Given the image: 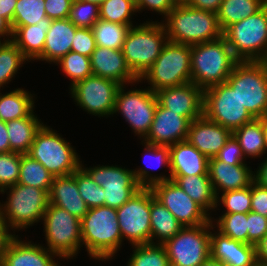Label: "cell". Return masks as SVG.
Instances as JSON below:
<instances>
[{"label": "cell", "mask_w": 267, "mask_h": 266, "mask_svg": "<svg viewBox=\"0 0 267 266\" xmlns=\"http://www.w3.org/2000/svg\"><path fill=\"white\" fill-rule=\"evenodd\" d=\"M121 85L103 77L91 75L69 88L71 98L85 112L110 117L115 109L116 94Z\"/></svg>", "instance_id": "5bb4252c"}, {"label": "cell", "mask_w": 267, "mask_h": 266, "mask_svg": "<svg viewBox=\"0 0 267 266\" xmlns=\"http://www.w3.org/2000/svg\"><path fill=\"white\" fill-rule=\"evenodd\" d=\"M44 17L45 0H17L11 26L35 25Z\"/></svg>", "instance_id": "7bdbcfd3"}, {"label": "cell", "mask_w": 267, "mask_h": 266, "mask_svg": "<svg viewBox=\"0 0 267 266\" xmlns=\"http://www.w3.org/2000/svg\"><path fill=\"white\" fill-rule=\"evenodd\" d=\"M262 62L267 66V54H266L265 58L262 60Z\"/></svg>", "instance_id": "003e7915"}, {"label": "cell", "mask_w": 267, "mask_h": 266, "mask_svg": "<svg viewBox=\"0 0 267 266\" xmlns=\"http://www.w3.org/2000/svg\"><path fill=\"white\" fill-rule=\"evenodd\" d=\"M46 248L61 259H73L82 245L81 222L68 211L50 204L41 221Z\"/></svg>", "instance_id": "30bf717a"}, {"label": "cell", "mask_w": 267, "mask_h": 266, "mask_svg": "<svg viewBox=\"0 0 267 266\" xmlns=\"http://www.w3.org/2000/svg\"><path fill=\"white\" fill-rule=\"evenodd\" d=\"M151 243L164 244L174 237L184 226L158 201L150 188ZM156 242H155V241Z\"/></svg>", "instance_id": "f546056e"}, {"label": "cell", "mask_w": 267, "mask_h": 266, "mask_svg": "<svg viewBox=\"0 0 267 266\" xmlns=\"http://www.w3.org/2000/svg\"><path fill=\"white\" fill-rule=\"evenodd\" d=\"M261 121L262 124V131L264 136V142H265V149L267 153V115L261 118H258Z\"/></svg>", "instance_id": "be15d7a7"}, {"label": "cell", "mask_w": 267, "mask_h": 266, "mask_svg": "<svg viewBox=\"0 0 267 266\" xmlns=\"http://www.w3.org/2000/svg\"><path fill=\"white\" fill-rule=\"evenodd\" d=\"M99 19V6L97 4L73 0L69 20L76 27L91 29Z\"/></svg>", "instance_id": "bcb514c9"}, {"label": "cell", "mask_w": 267, "mask_h": 266, "mask_svg": "<svg viewBox=\"0 0 267 266\" xmlns=\"http://www.w3.org/2000/svg\"><path fill=\"white\" fill-rule=\"evenodd\" d=\"M82 245L88 255L99 261H110L122 247L117 212L115 208H91L80 220Z\"/></svg>", "instance_id": "7a4b0ae2"}, {"label": "cell", "mask_w": 267, "mask_h": 266, "mask_svg": "<svg viewBox=\"0 0 267 266\" xmlns=\"http://www.w3.org/2000/svg\"><path fill=\"white\" fill-rule=\"evenodd\" d=\"M49 197L50 204L68 211L80 220L89 210L86 202L79 194L76 171L73 174L53 177Z\"/></svg>", "instance_id": "484cf974"}, {"label": "cell", "mask_w": 267, "mask_h": 266, "mask_svg": "<svg viewBox=\"0 0 267 266\" xmlns=\"http://www.w3.org/2000/svg\"><path fill=\"white\" fill-rule=\"evenodd\" d=\"M52 181L53 176L40 162L27 154H21L18 184L50 191Z\"/></svg>", "instance_id": "8d00e7d4"}, {"label": "cell", "mask_w": 267, "mask_h": 266, "mask_svg": "<svg viewBox=\"0 0 267 266\" xmlns=\"http://www.w3.org/2000/svg\"><path fill=\"white\" fill-rule=\"evenodd\" d=\"M52 20L44 17L35 25L12 26V41L21 50L23 56L30 62H35L42 56L46 33Z\"/></svg>", "instance_id": "83f0119b"}, {"label": "cell", "mask_w": 267, "mask_h": 266, "mask_svg": "<svg viewBox=\"0 0 267 266\" xmlns=\"http://www.w3.org/2000/svg\"><path fill=\"white\" fill-rule=\"evenodd\" d=\"M203 114L232 132L255 119L227 82L204 90Z\"/></svg>", "instance_id": "7c38bea8"}, {"label": "cell", "mask_w": 267, "mask_h": 266, "mask_svg": "<svg viewBox=\"0 0 267 266\" xmlns=\"http://www.w3.org/2000/svg\"><path fill=\"white\" fill-rule=\"evenodd\" d=\"M267 0H223L217 12L221 31L259 11Z\"/></svg>", "instance_id": "836d02e7"}, {"label": "cell", "mask_w": 267, "mask_h": 266, "mask_svg": "<svg viewBox=\"0 0 267 266\" xmlns=\"http://www.w3.org/2000/svg\"><path fill=\"white\" fill-rule=\"evenodd\" d=\"M190 123L187 117L176 114L157 103L154 120L142 141L158 146H171L186 141Z\"/></svg>", "instance_id": "d6986e66"}, {"label": "cell", "mask_w": 267, "mask_h": 266, "mask_svg": "<svg viewBox=\"0 0 267 266\" xmlns=\"http://www.w3.org/2000/svg\"><path fill=\"white\" fill-rule=\"evenodd\" d=\"M171 176L208 175L209 159L187 141L169 146Z\"/></svg>", "instance_id": "d4e9b609"}, {"label": "cell", "mask_w": 267, "mask_h": 266, "mask_svg": "<svg viewBox=\"0 0 267 266\" xmlns=\"http://www.w3.org/2000/svg\"><path fill=\"white\" fill-rule=\"evenodd\" d=\"M6 124L10 151L27 154L37 131L44 122L37 117L33 110L27 117L8 121Z\"/></svg>", "instance_id": "1f68e13d"}, {"label": "cell", "mask_w": 267, "mask_h": 266, "mask_svg": "<svg viewBox=\"0 0 267 266\" xmlns=\"http://www.w3.org/2000/svg\"><path fill=\"white\" fill-rule=\"evenodd\" d=\"M125 87L121 85L118 89L113 114L121 113L135 135L143 140L154 120L158 103L155 92L147 87L137 89L136 86V89L127 91Z\"/></svg>", "instance_id": "4fadbf2b"}, {"label": "cell", "mask_w": 267, "mask_h": 266, "mask_svg": "<svg viewBox=\"0 0 267 266\" xmlns=\"http://www.w3.org/2000/svg\"><path fill=\"white\" fill-rule=\"evenodd\" d=\"M76 28L69 18L52 20L46 33L42 56L38 60L54 64L71 51Z\"/></svg>", "instance_id": "4316f807"}, {"label": "cell", "mask_w": 267, "mask_h": 266, "mask_svg": "<svg viewBox=\"0 0 267 266\" xmlns=\"http://www.w3.org/2000/svg\"><path fill=\"white\" fill-rule=\"evenodd\" d=\"M80 1L91 2V3H95L98 6H100V5H102L107 0H80Z\"/></svg>", "instance_id": "03108f58"}, {"label": "cell", "mask_w": 267, "mask_h": 266, "mask_svg": "<svg viewBox=\"0 0 267 266\" xmlns=\"http://www.w3.org/2000/svg\"><path fill=\"white\" fill-rule=\"evenodd\" d=\"M226 82L254 118L267 115V66L262 61H239Z\"/></svg>", "instance_id": "9c48e42d"}, {"label": "cell", "mask_w": 267, "mask_h": 266, "mask_svg": "<svg viewBox=\"0 0 267 266\" xmlns=\"http://www.w3.org/2000/svg\"><path fill=\"white\" fill-rule=\"evenodd\" d=\"M57 257L61 259L42 244L22 241L16 235L10 242L0 266H61L55 261Z\"/></svg>", "instance_id": "603a6c76"}, {"label": "cell", "mask_w": 267, "mask_h": 266, "mask_svg": "<svg viewBox=\"0 0 267 266\" xmlns=\"http://www.w3.org/2000/svg\"><path fill=\"white\" fill-rule=\"evenodd\" d=\"M116 212L122 240L131 245L151 243L150 188L142 187Z\"/></svg>", "instance_id": "9a60e30c"}, {"label": "cell", "mask_w": 267, "mask_h": 266, "mask_svg": "<svg viewBox=\"0 0 267 266\" xmlns=\"http://www.w3.org/2000/svg\"><path fill=\"white\" fill-rule=\"evenodd\" d=\"M17 0H0V16L5 18L11 25Z\"/></svg>", "instance_id": "6f0895ef"}, {"label": "cell", "mask_w": 267, "mask_h": 266, "mask_svg": "<svg viewBox=\"0 0 267 266\" xmlns=\"http://www.w3.org/2000/svg\"><path fill=\"white\" fill-rule=\"evenodd\" d=\"M132 26L134 25L119 24L99 19L91 29L97 46L122 50L125 37Z\"/></svg>", "instance_id": "d590c367"}, {"label": "cell", "mask_w": 267, "mask_h": 266, "mask_svg": "<svg viewBox=\"0 0 267 266\" xmlns=\"http://www.w3.org/2000/svg\"><path fill=\"white\" fill-rule=\"evenodd\" d=\"M223 205V213H248L251 211V185L242 189L227 191L217 197L216 209Z\"/></svg>", "instance_id": "f6af8a7d"}, {"label": "cell", "mask_w": 267, "mask_h": 266, "mask_svg": "<svg viewBox=\"0 0 267 266\" xmlns=\"http://www.w3.org/2000/svg\"><path fill=\"white\" fill-rule=\"evenodd\" d=\"M251 211L267 217V187L251 183Z\"/></svg>", "instance_id": "f5cc1de1"}, {"label": "cell", "mask_w": 267, "mask_h": 266, "mask_svg": "<svg viewBox=\"0 0 267 266\" xmlns=\"http://www.w3.org/2000/svg\"><path fill=\"white\" fill-rule=\"evenodd\" d=\"M215 158L229 165H248L246 164V159L242 153L240 144L233 134L220 149Z\"/></svg>", "instance_id": "681fc988"}, {"label": "cell", "mask_w": 267, "mask_h": 266, "mask_svg": "<svg viewBox=\"0 0 267 266\" xmlns=\"http://www.w3.org/2000/svg\"><path fill=\"white\" fill-rule=\"evenodd\" d=\"M90 63L95 76L110 79L120 85L132 86L140 82L126 64L122 50L97 46L90 56Z\"/></svg>", "instance_id": "44dd1931"}, {"label": "cell", "mask_w": 267, "mask_h": 266, "mask_svg": "<svg viewBox=\"0 0 267 266\" xmlns=\"http://www.w3.org/2000/svg\"><path fill=\"white\" fill-rule=\"evenodd\" d=\"M10 230L11 229L8 227V225L0 217V264L10 242L16 236V234L11 233Z\"/></svg>", "instance_id": "11a10c76"}, {"label": "cell", "mask_w": 267, "mask_h": 266, "mask_svg": "<svg viewBox=\"0 0 267 266\" xmlns=\"http://www.w3.org/2000/svg\"><path fill=\"white\" fill-rule=\"evenodd\" d=\"M157 102L190 121L203 115L204 91L192 82L155 91Z\"/></svg>", "instance_id": "ac0fdd59"}, {"label": "cell", "mask_w": 267, "mask_h": 266, "mask_svg": "<svg viewBox=\"0 0 267 266\" xmlns=\"http://www.w3.org/2000/svg\"><path fill=\"white\" fill-rule=\"evenodd\" d=\"M12 39L13 29L11 24L5 18L0 16V42L11 41Z\"/></svg>", "instance_id": "6125c7cd"}, {"label": "cell", "mask_w": 267, "mask_h": 266, "mask_svg": "<svg viewBox=\"0 0 267 266\" xmlns=\"http://www.w3.org/2000/svg\"><path fill=\"white\" fill-rule=\"evenodd\" d=\"M153 92L191 82V46L169 41L152 66L139 79Z\"/></svg>", "instance_id": "ba28073f"}, {"label": "cell", "mask_w": 267, "mask_h": 266, "mask_svg": "<svg viewBox=\"0 0 267 266\" xmlns=\"http://www.w3.org/2000/svg\"><path fill=\"white\" fill-rule=\"evenodd\" d=\"M238 140L242 153L247 160L248 158H257L266 154L264 136L261 121L255 118L253 121L244 124L242 127L232 132Z\"/></svg>", "instance_id": "e575fe53"}, {"label": "cell", "mask_w": 267, "mask_h": 266, "mask_svg": "<svg viewBox=\"0 0 267 266\" xmlns=\"http://www.w3.org/2000/svg\"><path fill=\"white\" fill-rule=\"evenodd\" d=\"M239 60L225 38L191 46V82L203 91L226 82Z\"/></svg>", "instance_id": "3957f363"}, {"label": "cell", "mask_w": 267, "mask_h": 266, "mask_svg": "<svg viewBox=\"0 0 267 266\" xmlns=\"http://www.w3.org/2000/svg\"><path fill=\"white\" fill-rule=\"evenodd\" d=\"M27 155L40 162L53 177L73 174L83 164L71 143L46 124L37 131Z\"/></svg>", "instance_id": "8992f818"}, {"label": "cell", "mask_w": 267, "mask_h": 266, "mask_svg": "<svg viewBox=\"0 0 267 266\" xmlns=\"http://www.w3.org/2000/svg\"><path fill=\"white\" fill-rule=\"evenodd\" d=\"M155 198L160 201L184 226L206 224L209 216L173 180L159 182L151 187Z\"/></svg>", "instance_id": "e0dca14e"}, {"label": "cell", "mask_w": 267, "mask_h": 266, "mask_svg": "<svg viewBox=\"0 0 267 266\" xmlns=\"http://www.w3.org/2000/svg\"><path fill=\"white\" fill-rule=\"evenodd\" d=\"M223 0H187L186 3L196 9L217 13Z\"/></svg>", "instance_id": "9f6ffc18"}, {"label": "cell", "mask_w": 267, "mask_h": 266, "mask_svg": "<svg viewBox=\"0 0 267 266\" xmlns=\"http://www.w3.org/2000/svg\"><path fill=\"white\" fill-rule=\"evenodd\" d=\"M222 36L239 61H262L267 54V3L254 15L228 26Z\"/></svg>", "instance_id": "52a82bcc"}, {"label": "cell", "mask_w": 267, "mask_h": 266, "mask_svg": "<svg viewBox=\"0 0 267 266\" xmlns=\"http://www.w3.org/2000/svg\"><path fill=\"white\" fill-rule=\"evenodd\" d=\"M55 65H60L63 73L70 78V87L77 81L93 75L90 57L76 52L69 51L59 61H57Z\"/></svg>", "instance_id": "b9f144b4"}, {"label": "cell", "mask_w": 267, "mask_h": 266, "mask_svg": "<svg viewBox=\"0 0 267 266\" xmlns=\"http://www.w3.org/2000/svg\"><path fill=\"white\" fill-rule=\"evenodd\" d=\"M208 175L217 197L220 192L242 189L254 181V171L250 166L229 165L215 157L209 159Z\"/></svg>", "instance_id": "cb8c5ba5"}, {"label": "cell", "mask_w": 267, "mask_h": 266, "mask_svg": "<svg viewBox=\"0 0 267 266\" xmlns=\"http://www.w3.org/2000/svg\"><path fill=\"white\" fill-rule=\"evenodd\" d=\"M213 231V232H212ZM210 236L211 258L225 266H259L256 260L255 245L233 240L215 231L212 224Z\"/></svg>", "instance_id": "7402d4cb"}, {"label": "cell", "mask_w": 267, "mask_h": 266, "mask_svg": "<svg viewBox=\"0 0 267 266\" xmlns=\"http://www.w3.org/2000/svg\"><path fill=\"white\" fill-rule=\"evenodd\" d=\"M76 182L79 194L89 209L104 206L103 188L93 181L92 177L82 166L76 170Z\"/></svg>", "instance_id": "ee69618b"}, {"label": "cell", "mask_w": 267, "mask_h": 266, "mask_svg": "<svg viewBox=\"0 0 267 266\" xmlns=\"http://www.w3.org/2000/svg\"><path fill=\"white\" fill-rule=\"evenodd\" d=\"M135 13V0H107L99 6L100 19L119 24L134 25Z\"/></svg>", "instance_id": "60d3db41"}, {"label": "cell", "mask_w": 267, "mask_h": 266, "mask_svg": "<svg viewBox=\"0 0 267 266\" xmlns=\"http://www.w3.org/2000/svg\"><path fill=\"white\" fill-rule=\"evenodd\" d=\"M167 42V32L162 21H146L129 29L122 52L126 64L138 79L156 61Z\"/></svg>", "instance_id": "5b68a950"}, {"label": "cell", "mask_w": 267, "mask_h": 266, "mask_svg": "<svg viewBox=\"0 0 267 266\" xmlns=\"http://www.w3.org/2000/svg\"><path fill=\"white\" fill-rule=\"evenodd\" d=\"M161 21L168 40L184 45L201 44L222 36L217 13L193 8L186 2H177Z\"/></svg>", "instance_id": "6da1fadb"}, {"label": "cell", "mask_w": 267, "mask_h": 266, "mask_svg": "<svg viewBox=\"0 0 267 266\" xmlns=\"http://www.w3.org/2000/svg\"><path fill=\"white\" fill-rule=\"evenodd\" d=\"M256 260L259 266H267V234L255 244Z\"/></svg>", "instance_id": "680465c9"}, {"label": "cell", "mask_w": 267, "mask_h": 266, "mask_svg": "<svg viewBox=\"0 0 267 266\" xmlns=\"http://www.w3.org/2000/svg\"><path fill=\"white\" fill-rule=\"evenodd\" d=\"M21 153H0V192L18 183Z\"/></svg>", "instance_id": "7dc6e473"}, {"label": "cell", "mask_w": 267, "mask_h": 266, "mask_svg": "<svg viewBox=\"0 0 267 266\" xmlns=\"http://www.w3.org/2000/svg\"><path fill=\"white\" fill-rule=\"evenodd\" d=\"M96 47L92 29L77 27L72 41L71 51L90 57Z\"/></svg>", "instance_id": "c3c4849f"}, {"label": "cell", "mask_w": 267, "mask_h": 266, "mask_svg": "<svg viewBox=\"0 0 267 266\" xmlns=\"http://www.w3.org/2000/svg\"><path fill=\"white\" fill-rule=\"evenodd\" d=\"M177 2H186L187 0H176Z\"/></svg>", "instance_id": "a7ac6f4b"}, {"label": "cell", "mask_w": 267, "mask_h": 266, "mask_svg": "<svg viewBox=\"0 0 267 266\" xmlns=\"http://www.w3.org/2000/svg\"><path fill=\"white\" fill-rule=\"evenodd\" d=\"M232 131L211 121L204 114L191 121L186 141L208 159L216 157Z\"/></svg>", "instance_id": "ffe728a7"}, {"label": "cell", "mask_w": 267, "mask_h": 266, "mask_svg": "<svg viewBox=\"0 0 267 266\" xmlns=\"http://www.w3.org/2000/svg\"><path fill=\"white\" fill-rule=\"evenodd\" d=\"M26 61L28 62L12 40L0 42V89L13 80Z\"/></svg>", "instance_id": "74e56055"}, {"label": "cell", "mask_w": 267, "mask_h": 266, "mask_svg": "<svg viewBox=\"0 0 267 266\" xmlns=\"http://www.w3.org/2000/svg\"><path fill=\"white\" fill-rule=\"evenodd\" d=\"M34 95L23 88L5 94L0 92V120L8 122L27 117L35 108Z\"/></svg>", "instance_id": "d6a6232c"}, {"label": "cell", "mask_w": 267, "mask_h": 266, "mask_svg": "<svg viewBox=\"0 0 267 266\" xmlns=\"http://www.w3.org/2000/svg\"><path fill=\"white\" fill-rule=\"evenodd\" d=\"M10 152L9 135L7 133V124L0 120V153Z\"/></svg>", "instance_id": "94428289"}, {"label": "cell", "mask_w": 267, "mask_h": 266, "mask_svg": "<svg viewBox=\"0 0 267 266\" xmlns=\"http://www.w3.org/2000/svg\"><path fill=\"white\" fill-rule=\"evenodd\" d=\"M0 193L8 194L4 204L0 202V217L12 231H23L41 222L50 205L49 191L37 187L17 183Z\"/></svg>", "instance_id": "277c9868"}, {"label": "cell", "mask_w": 267, "mask_h": 266, "mask_svg": "<svg viewBox=\"0 0 267 266\" xmlns=\"http://www.w3.org/2000/svg\"><path fill=\"white\" fill-rule=\"evenodd\" d=\"M132 248L127 266H171L163 244H137Z\"/></svg>", "instance_id": "f35d334b"}, {"label": "cell", "mask_w": 267, "mask_h": 266, "mask_svg": "<svg viewBox=\"0 0 267 266\" xmlns=\"http://www.w3.org/2000/svg\"><path fill=\"white\" fill-rule=\"evenodd\" d=\"M176 4V0H135V6L138 13H142V10L146 9L148 11L157 12L158 15L160 14L163 16V19Z\"/></svg>", "instance_id": "816d5d0a"}, {"label": "cell", "mask_w": 267, "mask_h": 266, "mask_svg": "<svg viewBox=\"0 0 267 266\" xmlns=\"http://www.w3.org/2000/svg\"><path fill=\"white\" fill-rule=\"evenodd\" d=\"M171 180L179 185L209 216L212 211H216L217 196L209 175L171 176Z\"/></svg>", "instance_id": "4dcf8cb0"}, {"label": "cell", "mask_w": 267, "mask_h": 266, "mask_svg": "<svg viewBox=\"0 0 267 266\" xmlns=\"http://www.w3.org/2000/svg\"><path fill=\"white\" fill-rule=\"evenodd\" d=\"M248 244L255 245L267 234V217L252 211L247 213Z\"/></svg>", "instance_id": "f907efd6"}, {"label": "cell", "mask_w": 267, "mask_h": 266, "mask_svg": "<svg viewBox=\"0 0 267 266\" xmlns=\"http://www.w3.org/2000/svg\"><path fill=\"white\" fill-rule=\"evenodd\" d=\"M211 219L203 225L183 227L163 245L171 266H200L211 257Z\"/></svg>", "instance_id": "8fae6325"}, {"label": "cell", "mask_w": 267, "mask_h": 266, "mask_svg": "<svg viewBox=\"0 0 267 266\" xmlns=\"http://www.w3.org/2000/svg\"><path fill=\"white\" fill-rule=\"evenodd\" d=\"M200 266H225L222 262L214 260L211 257L204 261Z\"/></svg>", "instance_id": "e7e4bbea"}, {"label": "cell", "mask_w": 267, "mask_h": 266, "mask_svg": "<svg viewBox=\"0 0 267 266\" xmlns=\"http://www.w3.org/2000/svg\"><path fill=\"white\" fill-rule=\"evenodd\" d=\"M262 162L260 161V165L257 170H254V181L259 185L267 187V157Z\"/></svg>", "instance_id": "91938a15"}, {"label": "cell", "mask_w": 267, "mask_h": 266, "mask_svg": "<svg viewBox=\"0 0 267 266\" xmlns=\"http://www.w3.org/2000/svg\"><path fill=\"white\" fill-rule=\"evenodd\" d=\"M73 0H45V11L51 20L69 18Z\"/></svg>", "instance_id": "db71d44e"}, {"label": "cell", "mask_w": 267, "mask_h": 266, "mask_svg": "<svg viewBox=\"0 0 267 266\" xmlns=\"http://www.w3.org/2000/svg\"><path fill=\"white\" fill-rule=\"evenodd\" d=\"M141 144H144V153H146L143 158H149L148 160L150 162L146 160L147 162H144L145 167L139 166V168L133 169L138 184L144 188H151L156 183L171 180V175L169 174L168 176H166V174L153 175L150 173V170H148L160 169L161 166H166V168L168 167V169H170L169 146L152 145L143 141H141Z\"/></svg>", "instance_id": "f1b7e54d"}, {"label": "cell", "mask_w": 267, "mask_h": 266, "mask_svg": "<svg viewBox=\"0 0 267 266\" xmlns=\"http://www.w3.org/2000/svg\"><path fill=\"white\" fill-rule=\"evenodd\" d=\"M213 219L211 217L213 227H217L215 230L233 240L248 244L247 213H223Z\"/></svg>", "instance_id": "ab89813d"}, {"label": "cell", "mask_w": 267, "mask_h": 266, "mask_svg": "<svg viewBox=\"0 0 267 266\" xmlns=\"http://www.w3.org/2000/svg\"><path fill=\"white\" fill-rule=\"evenodd\" d=\"M81 166L89 173L93 181L103 188L104 206L120 208L142 188L132 169L118 165H98L89 168Z\"/></svg>", "instance_id": "2e32d148"}]
</instances>
